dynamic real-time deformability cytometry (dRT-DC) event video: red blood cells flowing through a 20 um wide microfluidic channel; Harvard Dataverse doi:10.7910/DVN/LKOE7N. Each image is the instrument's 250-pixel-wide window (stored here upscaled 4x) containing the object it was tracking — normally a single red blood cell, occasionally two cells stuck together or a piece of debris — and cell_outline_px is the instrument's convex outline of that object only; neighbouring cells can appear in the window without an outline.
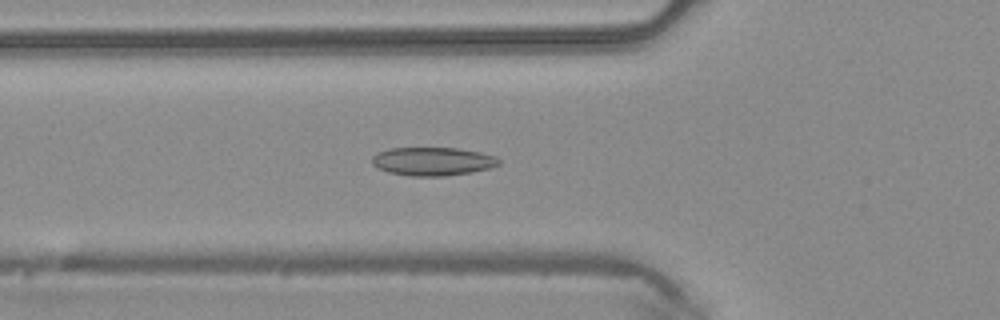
{"species": "common noctule bat (a hibernating species)", "species_latin": "Nyctalus noctula", "temperature_condition": "warm", "stored_images_in_passage": 46, "camera_frame_rate_fps": 3000, "um_per_image_px": 0.085, "animal": {"sex": "male", "body_mass_g": 20.4}, "frame": {"image": 1, "passage_image": 16, "time_ms": 5.0, "image_size_px": [1000, 320], "cell_outline_px": [[500, 164], [492, 168], [472, 172], [444, 176], [408, 176], [388, 172], [372, 164], [372, 156], [376, 152], [392, 148], [460, 148], [480, 152], [496, 156], [500, 160]], "centroid_in_image_um": [36.8, 13.71], "position_along_channel_um": 89.0, "area_um2": 21.15}}
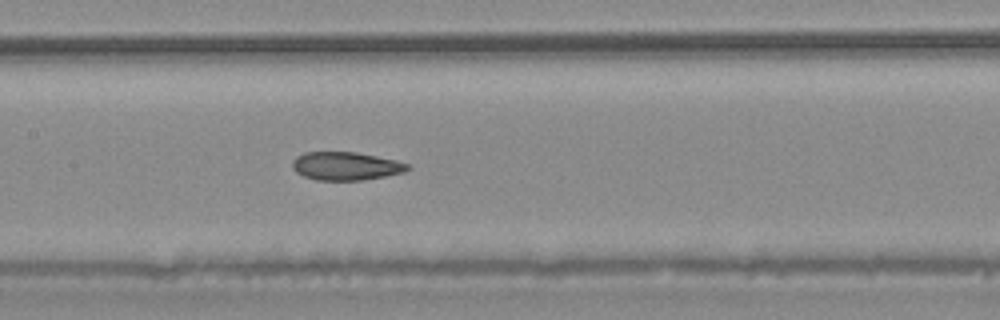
{"frame": {"image": 2, "passage_image": 22, "time_ms": 7.0, "image_size_px": [1000, 320], "cell_outline_px": [[412, 168], [404, 172], [384, 176], [360, 180], [316, 180], [304, 176], [296, 172], [292, 168], [292, 160], [296, 156], [304, 152], [356, 152], [396, 160], [408, 164]], "centroid_in_image_um": [29.37, 14.11], "position_along_channel_um": 178.0, "area_um2": 18.96}}
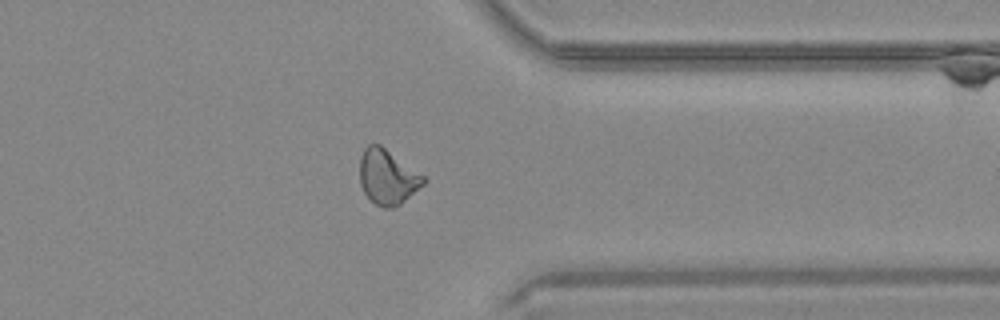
{"frame": {"image": 3, "passage_image": 36, "time_ms": 11.667, "image_size_px": [1000, 320], "cell_outline_px": [[428, 180], [424, 184], [400, 204], [392, 208], [384, 208], [376, 204], [364, 192], [360, 184], [360, 156], [364, 148], [368, 144], [380, 144], [424, 176]], "centroid_in_image_um": [32.93, 15.03], "position_along_channel_um": 378.5, "area_um2": 20.23}}